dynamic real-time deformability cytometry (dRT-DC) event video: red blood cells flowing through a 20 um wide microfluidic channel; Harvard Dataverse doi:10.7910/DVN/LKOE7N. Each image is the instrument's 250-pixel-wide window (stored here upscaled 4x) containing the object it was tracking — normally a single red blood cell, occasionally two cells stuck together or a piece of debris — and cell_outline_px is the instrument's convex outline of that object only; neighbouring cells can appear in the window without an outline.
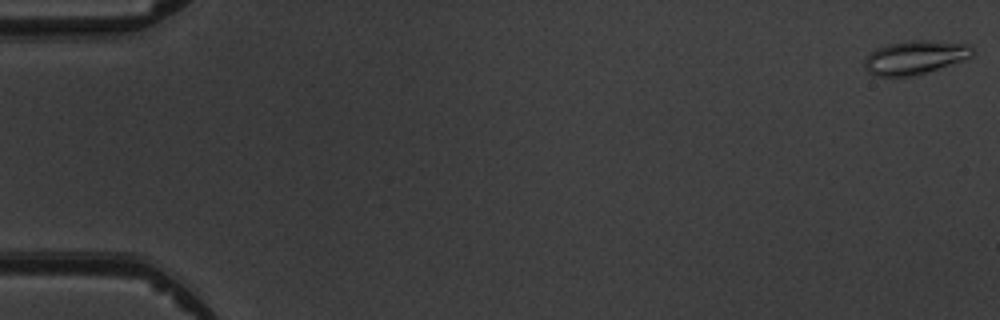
{"species": "common noctule bat (a hibernating species)", "species_latin": "Nyctalus noctula", "temperature_condition": "warm", "stored_images_in_passage": 6, "camera_frame_rate_fps": 3000, "um_per_image_px": 0.085, "animal": {"sex": "male", "body_mass_g": 19.5, "forearm_length_mm": 54.6}, "frame": {"image": 1, "passage_image": 1, "time_ms": 0.0, "image_size_px": [1000, 320], "cell_outline_px": [[976, 52], [972, 56], [964, 60], [912, 76], [872, 76], [864, 68], [864, 60], [876, 48], [888, 44], [912, 40], [924, 40], [972, 44]], "centroid_in_image_um": [77.8, 4.87], "position_along_channel_um": 7.2, "area_um2": 21.21}}
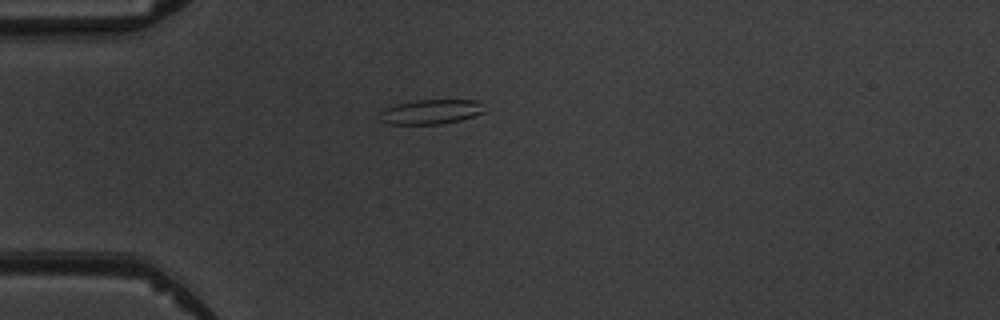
{"frame": {"image": 2, "passage_image": 5, "time_ms": 4.667, "image_size_px": [1000, 320], "cell_outline_px": [[484, 112], [460, 120], [440, 124], [388, 124], [380, 120], [376, 116], [384, 108], [396, 104], [412, 100], [480, 100]], "centroid_in_image_um": [36.55, 9.5], "position_along_channel_um": 48.4, "area_um2": 15.14}}